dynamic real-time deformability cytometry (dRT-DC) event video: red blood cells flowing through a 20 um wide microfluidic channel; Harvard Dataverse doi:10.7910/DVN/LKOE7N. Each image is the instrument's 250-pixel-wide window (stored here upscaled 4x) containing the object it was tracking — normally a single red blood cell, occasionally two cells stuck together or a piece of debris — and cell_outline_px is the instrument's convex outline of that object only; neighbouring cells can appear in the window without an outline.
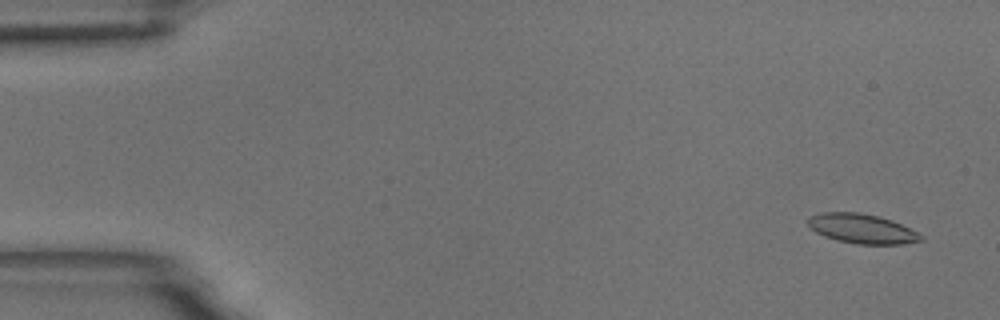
{"species": "common noctule bat (a hibernating species)", "species_latin": "Nyctalus noctula", "temperature_condition": "room temperature", "stored_images_in_passage": 57, "camera_frame_rate_fps": 3000, "um_per_image_px": 0.085, "animal": {"sex": "male", "body_mass_g": 18.8}, "frame": {"image": 1, "passage_image": 3, "time_ms": 0.667, "image_size_px": [1000, 320], "cell_outline_px": [[924, 240], [904, 244], [856, 244], [836, 240], [824, 236], [816, 232], [808, 224], [808, 216], [824, 212], [860, 212], [892, 220], [924, 236]], "centroid_in_image_um": [73.26, 19.44], "position_along_channel_um": 11.7, "area_um2": 19.36}}
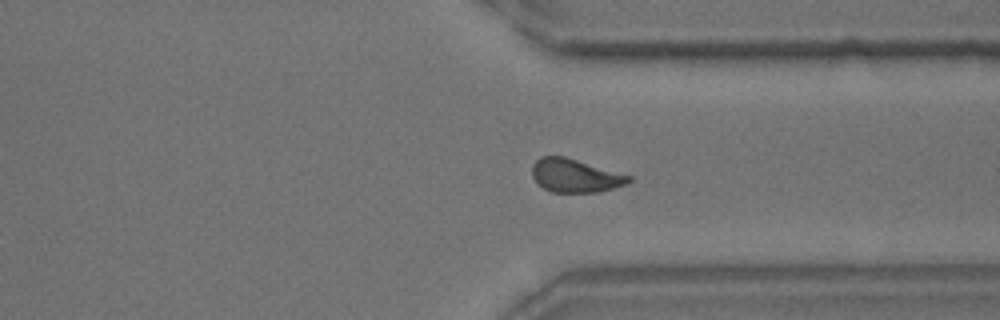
{"frame": {"image": 2, "passage_image": 43, "time_ms": 14.0, "image_size_px": [1000, 320], "cell_outline_px": [[632, 180], [628, 184], [596, 192], [552, 192], [536, 184], [532, 176], [532, 164], [540, 156], [564, 156], [632, 176]], "centroid_in_image_um": [48.86, 14.93], "position_along_channel_um": 362.5, "area_um2": 18.84}}
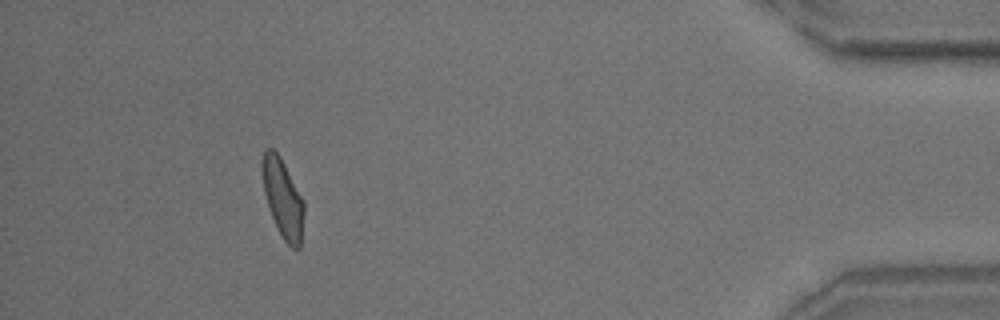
{"frame": {"image": 3, "passage_image": 52, "time_ms": 17.0, "image_size_px": [1000, 320], "cell_outline_px": [[304, 212], [300, 248], [292, 248], [284, 240], [272, 216], [264, 192], [260, 164], [260, 160], [264, 152], [268, 148], [272, 148], [280, 156], [304, 200]], "centroid_in_image_um": [24.03, 16.81], "position_along_channel_um": 411.2, "area_um2": 19.02}, "authors_computed_cell_mechanics": {"area_um2": 19.363, "velocity_mm_per_s": 3.5763, "shape_relaxation_time_tau1_ms": 3.3763, "shape_relaxation_time_tau2_ms": 1.6539, "deformation_change_tau1": 0.1445, "deformation_change_tau2": 0.079}}